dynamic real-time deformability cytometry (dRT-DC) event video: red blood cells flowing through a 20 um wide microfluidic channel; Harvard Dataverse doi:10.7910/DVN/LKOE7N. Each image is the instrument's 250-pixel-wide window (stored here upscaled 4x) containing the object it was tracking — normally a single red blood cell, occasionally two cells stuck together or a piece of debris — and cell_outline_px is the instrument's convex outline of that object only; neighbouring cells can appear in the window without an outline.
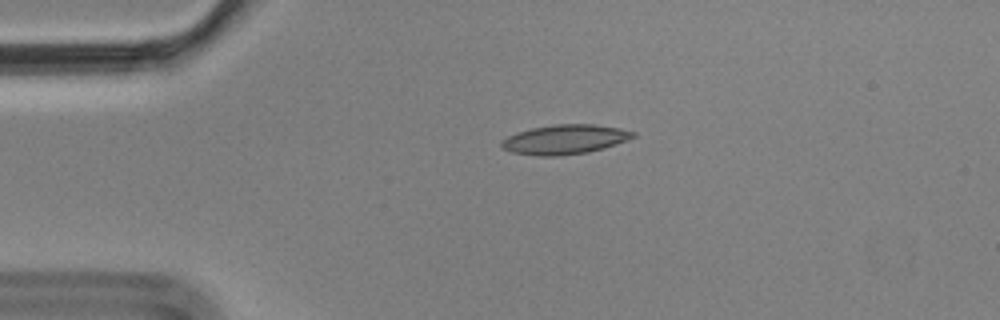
{"species": "Egyptian fruit bat (a non-hibernating species)", "species_latin": "Rousettus aegyptiacus", "temperature_condition": "cold", "stored_images_in_passage": 2, "camera_frame_rate_fps": 3000, "um_per_image_px": 0.085, "animal": {"sex": "male"}, "frame": {"image": 1, "passage_image": 1, "time_ms": 0.0, "image_size_px": [1000, 320], "cell_outline_px": [[636, 136], [616, 144], [604, 148], [588, 152], [560, 156], [540, 156], [512, 152], [504, 148], [500, 144], [500, 140], [516, 132], [532, 128], [552, 124], [592, 124], [620, 128], [636, 132]], "centroid_in_image_um": [48.0, 11.85], "position_along_channel_um": 37.0, "area_um2": 22.66}}